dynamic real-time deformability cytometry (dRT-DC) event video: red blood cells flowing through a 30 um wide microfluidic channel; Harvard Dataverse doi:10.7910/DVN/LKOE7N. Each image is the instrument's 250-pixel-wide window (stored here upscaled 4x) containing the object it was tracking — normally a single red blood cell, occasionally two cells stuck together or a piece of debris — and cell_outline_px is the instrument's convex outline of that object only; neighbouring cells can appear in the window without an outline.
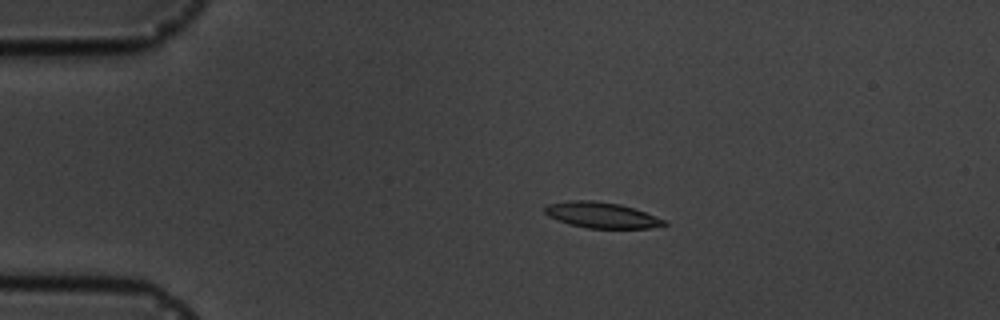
{"species": "common noctule bat (a hibernating species)", "species_latin": "Nyctalus noctula", "temperature_condition": "cold", "stored_images_in_passage": 16, "camera_frame_rate_fps": 3000, "um_per_image_px": 0.085, "animal": {"sex": "male", "body_mass_g": 19.5, "forearm_length_mm": 54.6}, "frame": {"image": 1, "passage_image": 4, "time_ms": 3.333, "image_size_px": [1000, 320], "cell_outline_px": [[668, 224], [648, 228], [588, 228], [568, 224], [556, 220], [548, 216], [544, 212], [544, 204], [568, 200], [592, 200], [620, 204], [668, 220]], "centroid_in_image_um": [51.08, 18.28], "position_along_channel_um": 33.9, "area_um2": 18.09}}
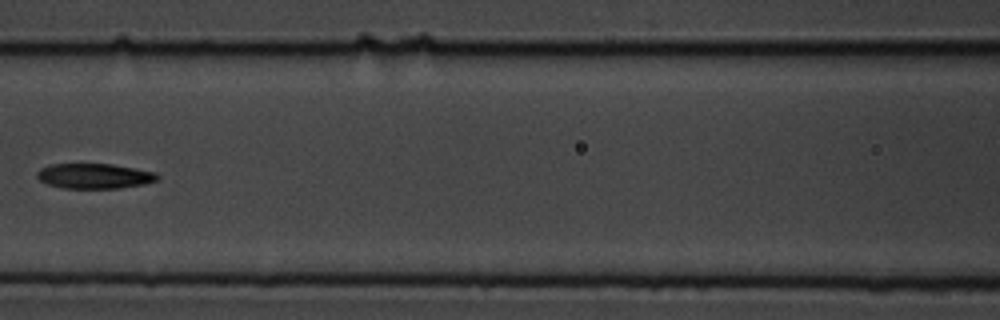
{"frame": {"image": 2, "passage_image": 8, "time_ms": 8.0, "image_size_px": [1000, 320], "cell_outline_px": [[160, 180], [144, 184], [120, 188], [64, 188], [48, 184], [40, 180], [36, 176], [36, 172], [40, 168], [48, 164], [112, 164], [136, 168], [156, 172], [160, 176]], "centroid_in_image_um": [8.05, 14.95], "position_along_channel_um": 158.5, "area_um2": 17.8}}
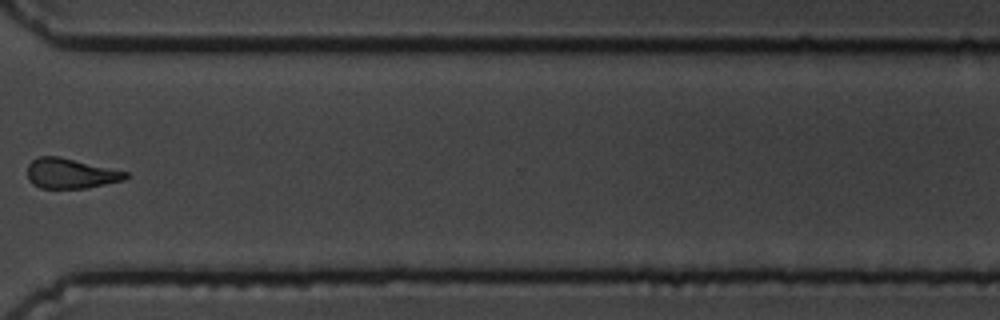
{"frame": {"image": 3, "passage_image": 13, "time_ms": 13.667, "image_size_px": [1000, 320], "cell_outline_px": [[128, 176], [124, 180], [88, 188], [40, 188], [32, 184], [28, 180], [28, 164], [32, 160], [40, 156], [60, 156], [128, 172]], "centroid_in_image_um": [5.99, 14.74], "position_along_channel_um": 364.6, "area_um2": 17.28}}